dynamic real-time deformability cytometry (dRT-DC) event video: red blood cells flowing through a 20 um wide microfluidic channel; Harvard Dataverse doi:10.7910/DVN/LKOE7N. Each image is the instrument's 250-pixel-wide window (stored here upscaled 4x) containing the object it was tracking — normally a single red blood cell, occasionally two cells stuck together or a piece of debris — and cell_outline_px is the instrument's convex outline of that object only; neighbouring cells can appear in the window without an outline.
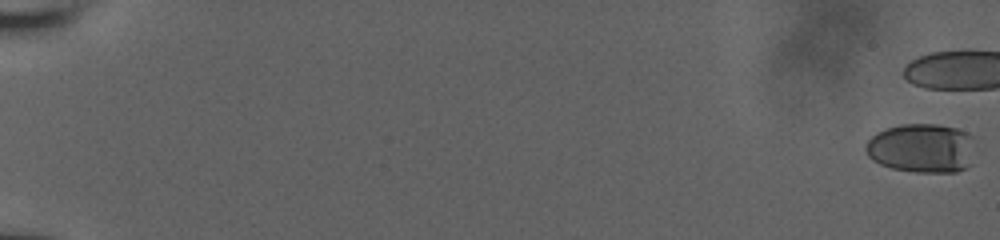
{"species": "human", "species_latin": "Homo sapiens", "temperature_condition": "room temperature", "stored_images_in_passage": 27, "camera_frame_rate_fps": 3000, "um_per_image_px": 0.085, "donor": {"sex": "male"}, "frame": {"image": 1, "passage_image": 1, "time_ms": 0.0, "image_size_px": [1000, 240], "cell_outline_px": [[972, 136], [968, 164], [964, 168], [956, 172], [916, 172], [892, 168], [880, 164], [872, 160], [868, 156], [864, 148], [864, 144], [876, 132], [900, 124], [936, 124], [956, 128]], "centroid_in_image_um": [78.25, 12.58], "position_along_channel_um": 6.7, "area_um2": 30.98}}